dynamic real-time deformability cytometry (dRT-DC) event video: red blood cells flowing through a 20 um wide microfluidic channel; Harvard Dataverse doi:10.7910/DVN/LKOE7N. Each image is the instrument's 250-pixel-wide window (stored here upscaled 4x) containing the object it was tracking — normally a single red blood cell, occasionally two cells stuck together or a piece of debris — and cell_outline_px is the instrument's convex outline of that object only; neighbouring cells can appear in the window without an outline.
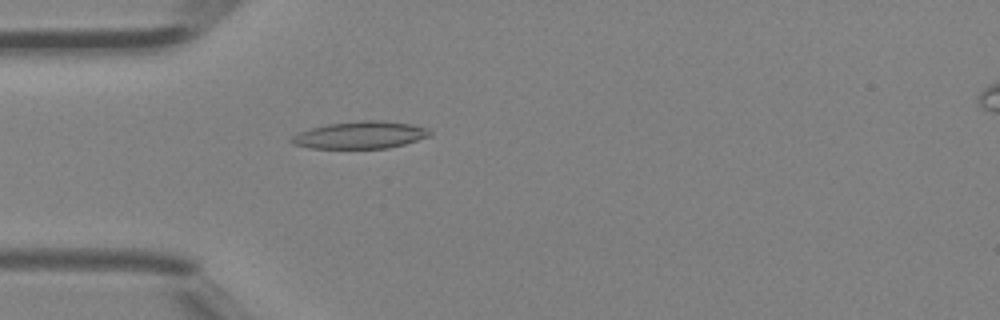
{"species": "Egyptian fruit bat (a non-hibernating species)", "species_latin": "Rousettus aegyptiacus", "temperature_condition": "room temperature", "stored_images_in_passage": 45, "camera_frame_rate_fps": 3000, "um_per_image_px": 0.085, "animal": {"sex": "female"}, "frame": {"image": 1, "passage_image": 13, "time_ms": 4.0, "image_size_px": [1000, 320], "cell_outline_px": [[432, 136], [404, 144], [388, 148], [312, 148], [292, 144], [288, 140], [292, 136], [300, 132], [312, 128], [328, 124], [364, 120], [384, 120], [412, 124], [428, 128], [432, 132]], "centroid_in_image_um": [30.67, 11.47], "position_along_channel_um": 54.3, "area_um2": 22.02}}
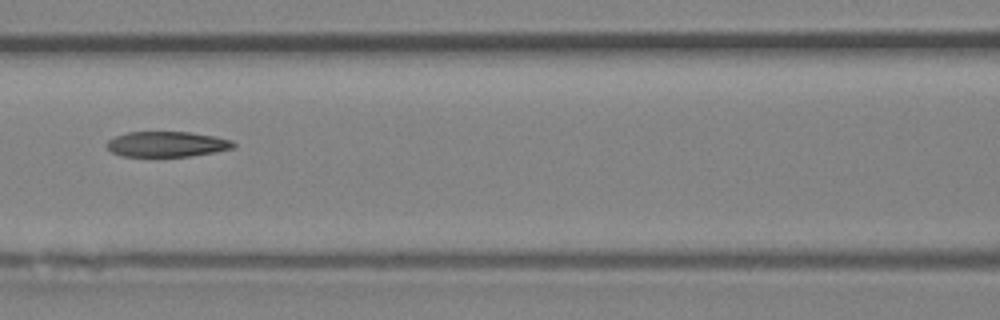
{"frame": {"image": 2, "passage_image": 20, "time_ms": 6.333, "image_size_px": [1000, 320], "cell_outline_px": [[236, 144], [232, 148], [216, 152], [188, 156], [120, 156], [112, 152], [108, 148], [108, 140], [116, 136], [128, 132], [188, 132], [216, 136], [232, 140]], "centroid_in_image_um": [14.21, 12.25], "position_along_channel_um": 152.4, "area_um2": 18.61}}
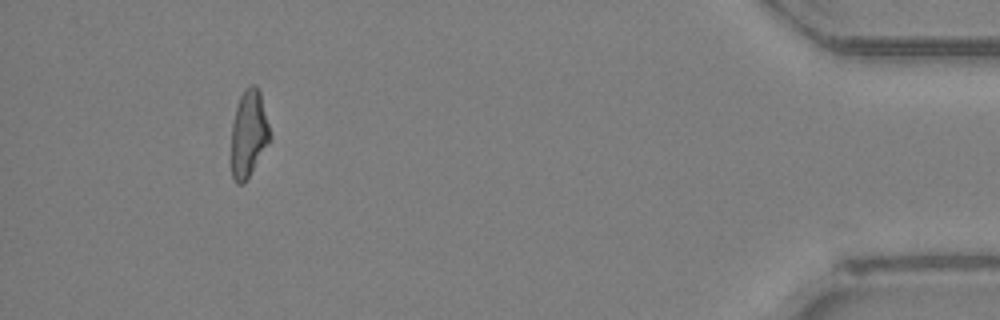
{"frame": {"image": 3, "passage_image": 42, "time_ms": 13.667, "image_size_px": [1000, 320], "cell_outline_px": [[272, 136], [244, 184], [236, 184], [232, 176], [232, 124], [236, 108], [240, 96], [252, 84], [256, 84], [260, 92]], "centroid_in_image_um": [21.15, 11.37], "position_along_channel_um": 414.1, "area_um2": 19.25}, "authors_computed_cell_mechanics": {"area_um2": 19.8832, "velocity_mm_per_s": 4.4846, "shape_relaxation_time_tau1_ms": null, "shape_relaxation_time_tau2_ms": 3.6232, "deformation_change_tau1": null, "deformation_change_tau2": 0.1326}}